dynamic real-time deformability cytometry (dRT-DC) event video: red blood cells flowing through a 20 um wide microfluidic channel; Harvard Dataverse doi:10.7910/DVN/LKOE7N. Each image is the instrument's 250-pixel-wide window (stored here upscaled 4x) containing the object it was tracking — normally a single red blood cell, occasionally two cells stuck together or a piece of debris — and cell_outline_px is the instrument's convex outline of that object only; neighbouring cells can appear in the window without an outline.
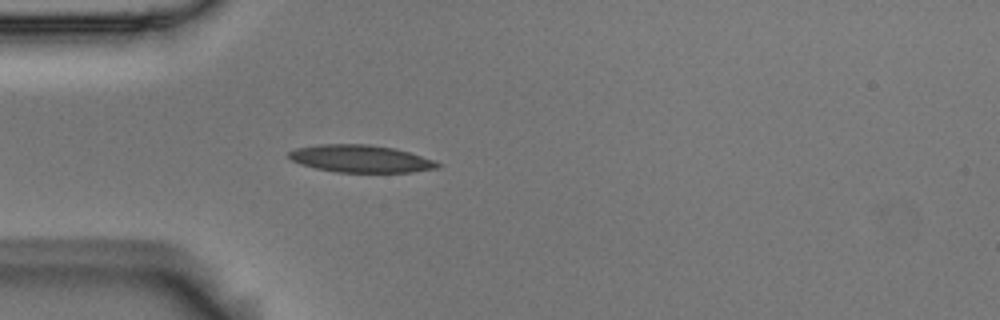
{"species": "Egyptian fruit bat (a non-hibernating species)", "species_latin": "Rousettus aegyptiacus", "temperature_condition": "room temperature", "stored_images_in_passage": 5, "camera_frame_rate_fps": 3000, "um_per_image_px": 0.085, "animal": {"sex": "male"}, "frame": {"image": 1, "passage_image": 5, "time_ms": 1.333, "image_size_px": [1000, 320], "cell_outline_px": [[440, 168], [412, 172], [336, 172], [316, 168], [300, 164], [292, 160], [288, 156], [288, 152], [296, 148], [320, 144], [368, 144], [396, 148], [436, 160], [440, 164]], "centroid_in_image_um": [30.69, 13.49], "position_along_channel_um": 54.3, "area_um2": 23.87}}